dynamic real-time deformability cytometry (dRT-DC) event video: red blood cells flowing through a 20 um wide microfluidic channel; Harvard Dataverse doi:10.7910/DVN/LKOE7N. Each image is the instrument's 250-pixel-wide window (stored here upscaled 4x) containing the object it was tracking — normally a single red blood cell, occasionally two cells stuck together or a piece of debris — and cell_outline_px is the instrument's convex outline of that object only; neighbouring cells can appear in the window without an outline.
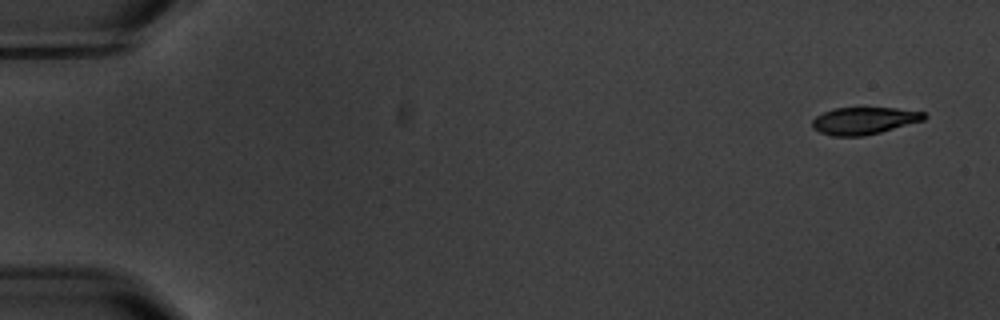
{"species": "common noctule bat (a hibernating species)", "species_latin": "Nyctalus noctula", "temperature_condition": "warm", "stored_images_in_passage": 7, "camera_frame_rate_fps": 3000, "um_per_image_px": 0.085, "animal": {"sex": "male", "body_mass_g": 20.1, "forearm_length_mm": 53.5}, "frame": {"image": 1, "passage_image": 1, "time_ms": 0.0, "image_size_px": [1000, 320], "cell_outline_px": [[928, 116], [924, 120], [880, 132], [864, 136], [832, 136], [820, 132], [812, 128], [812, 120], [816, 116], [832, 108], [896, 108], [924, 112]], "centroid_in_image_um": [73.43, 10.26], "position_along_channel_um": 11.6, "area_um2": 17.69}}
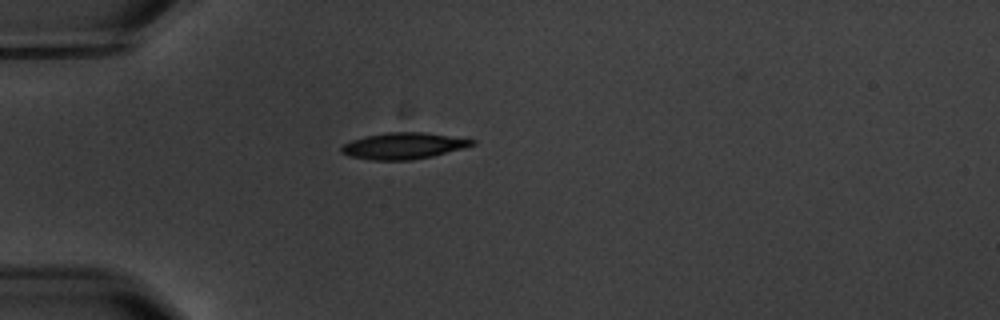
{"frame": {"image": 2, "passage_image": 5, "time_ms": 4.667, "image_size_px": [1000, 320], "cell_outline_px": [[476, 144], [464, 148], [432, 156], [412, 160], [372, 160], [348, 156], [340, 152], [340, 148], [344, 144], [352, 140], [364, 136], [388, 132], [424, 132], [476, 140]], "centroid_in_image_um": [34.28, 12.4], "position_along_channel_um": 50.7, "area_um2": 20.11}}
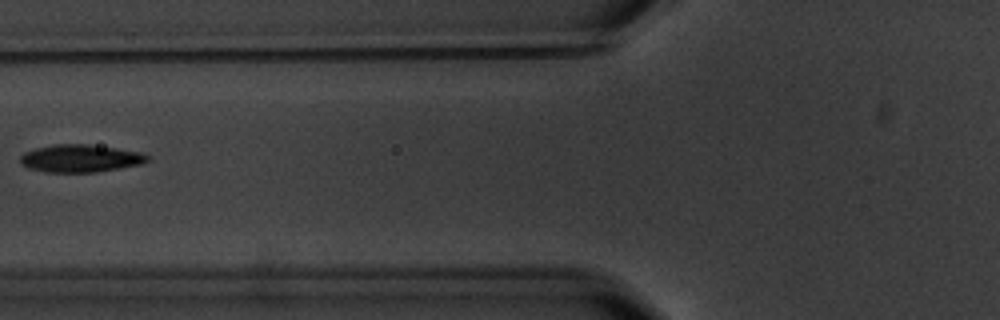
{"frame": {"image": 3, "passage_image": 7, "time_ms": 7.0, "image_size_px": [1000, 320], "cell_outline_px": [[152, 156], [148, 160], [140, 164], [96, 172], [44, 172], [28, 168], [20, 164], [20, 156], [24, 152], [36, 148], [52, 144], [88, 144], [144, 152]], "centroid_in_image_um": [6.83, 13.45], "position_along_channel_um": 119.0, "area_um2": 20.63}}